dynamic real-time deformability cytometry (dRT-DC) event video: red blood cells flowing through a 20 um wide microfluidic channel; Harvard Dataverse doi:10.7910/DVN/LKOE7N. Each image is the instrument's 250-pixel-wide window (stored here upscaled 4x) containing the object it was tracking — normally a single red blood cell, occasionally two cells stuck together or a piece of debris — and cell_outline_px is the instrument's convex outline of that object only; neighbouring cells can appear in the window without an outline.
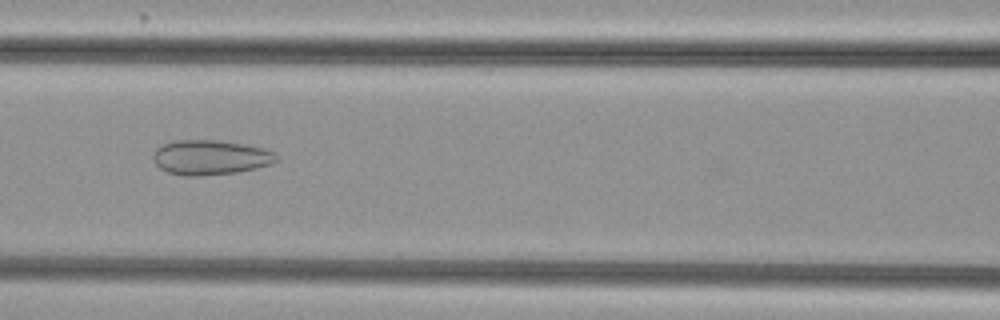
{"species": "common noctule bat (a hibernating species)", "species_latin": "Nyctalus noctula", "temperature_condition": "cold", "stored_images_in_passage": 32, "camera_frame_rate_fps": 3000, "um_per_image_px": 0.085, "animal": {"sex": "female", "body_mass_g": 29.2, "forearm_length_mm": 56.3}, "frame": {"image": 1, "passage_image": 10, "time_ms": 3.0, "image_size_px": [1000, 320], "cell_outline_px": [[276, 160], [272, 164], [256, 168], [236, 172], [200, 176], [184, 176], [168, 172], [160, 168], [156, 164], [152, 156], [156, 148], [172, 140], [216, 140], [264, 148], [272, 152], [276, 156]], "centroid_in_image_um": [17.84, 13.38], "position_along_channel_um": 148.8, "area_um2": 24.8}}
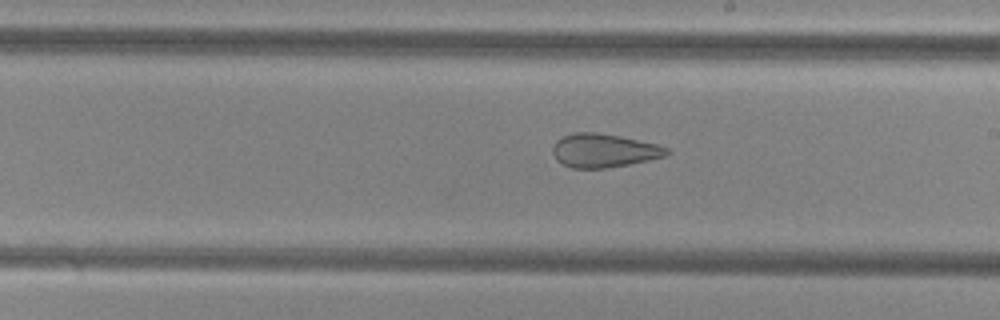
{"frame": {"image": 2, "passage_image": 17, "time_ms": 5.333, "image_size_px": [1000, 320], "cell_outline_px": [[672, 152], [664, 156], [648, 160], [608, 168], [572, 168], [556, 160], [552, 152], [552, 148], [556, 140], [572, 132], [596, 132], [620, 136], [656, 144], [668, 148]], "centroid_in_image_um": [51.31, 12.79], "position_along_channel_um": 237.7, "area_um2": 22.31}}
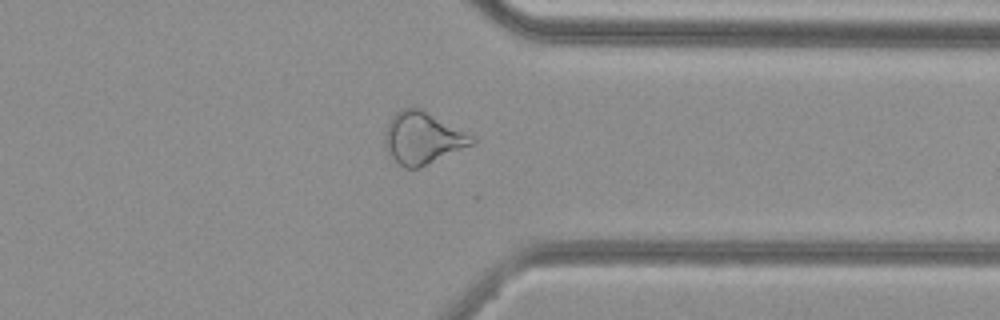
{"frame": {"image": 3, "passage_image": 28, "time_ms": 9.0, "image_size_px": [1000, 320], "cell_outline_px": [[476, 144], [420, 168], [404, 168], [388, 152], [384, 144], [384, 132], [388, 120], [396, 112], [404, 108], [420, 108], [476, 136]], "centroid_in_image_um": [35.97, 11.74], "position_along_channel_um": 375.4, "area_um2": 26.76}, "authors_computed_cell_mechanics": {"area_um2": 24.4783, "velocity_mm_per_s": 3.8172, "shape_relaxation_time_tau1_ms": null, "shape_relaxation_time_tau2_ms": 1.8829, "deformation_change_tau1": null, "deformation_change_tau2": 0.0984}}